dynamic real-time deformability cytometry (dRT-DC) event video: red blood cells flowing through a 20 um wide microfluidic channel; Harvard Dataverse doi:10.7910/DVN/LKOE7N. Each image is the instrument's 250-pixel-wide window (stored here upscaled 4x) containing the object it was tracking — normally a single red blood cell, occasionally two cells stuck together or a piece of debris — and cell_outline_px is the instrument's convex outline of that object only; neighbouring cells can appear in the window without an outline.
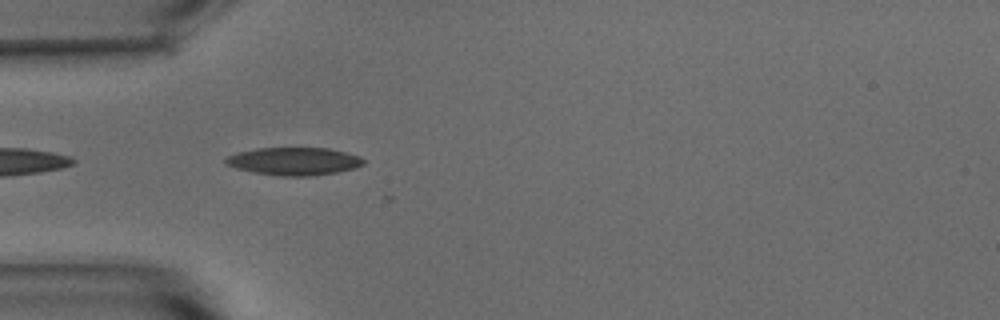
{"species": "common noctule bat (a hibernating species)", "species_latin": "Nyctalus noctula", "temperature_condition": "warm", "stored_images_in_passage": 3, "camera_frame_rate_fps": 3000, "um_per_image_px": 0.085, "animal": {"sex": "male", "body_mass_g": 15.6}, "frame": {"image": 1, "passage_image": 2, "time_ms": 0.333, "image_size_px": [1000, 320], "cell_outline_px": [[364, 164], [356, 168], [336, 172], [312, 176], [280, 176], [256, 172], [236, 168], [224, 164], [224, 160], [228, 156], [240, 152], [256, 148], [328, 148], [360, 156], [364, 160]], "centroid_in_image_um": [25.01, 13.71], "position_along_channel_um": 60.0, "area_um2": 22.2}}